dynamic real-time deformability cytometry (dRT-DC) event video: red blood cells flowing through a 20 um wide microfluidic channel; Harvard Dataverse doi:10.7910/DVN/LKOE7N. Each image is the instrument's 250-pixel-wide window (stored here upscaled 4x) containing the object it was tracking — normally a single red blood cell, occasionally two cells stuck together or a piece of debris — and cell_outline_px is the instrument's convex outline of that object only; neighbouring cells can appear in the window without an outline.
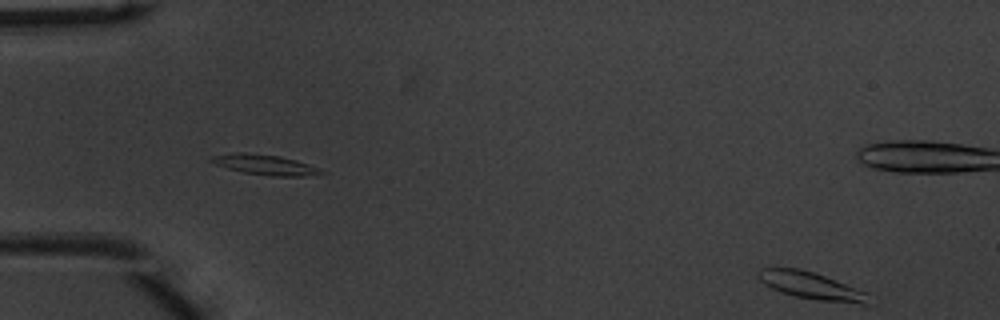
{"species": "common noctule bat (a hibernating species)", "species_latin": "Nyctalus noctula", "temperature_condition": "warm", "stored_images_in_passage": 18, "segment_of_instrument_passage": [2, 2], "camera_frame_rate_fps": 3000, "um_per_image_px": 0.085, "animal": {"sex": "male", "body_mass_g": 20.1, "forearm_length_mm": 53.5}, "frame": {"image": 1, "passage_image": 18, "time_ms": 5.667, "image_size_px": [1000, 320], "cell_outline_px": [[868, 304], [860, 304], [820, 300], [796, 296], [772, 288], [764, 284], [756, 276], [756, 272], [760, 268], [800, 268], [836, 280], [868, 292]], "centroid_in_image_um": [68.94, 24.27], "position_along_channel_um": 16.1, "area_um2": 17.22}}